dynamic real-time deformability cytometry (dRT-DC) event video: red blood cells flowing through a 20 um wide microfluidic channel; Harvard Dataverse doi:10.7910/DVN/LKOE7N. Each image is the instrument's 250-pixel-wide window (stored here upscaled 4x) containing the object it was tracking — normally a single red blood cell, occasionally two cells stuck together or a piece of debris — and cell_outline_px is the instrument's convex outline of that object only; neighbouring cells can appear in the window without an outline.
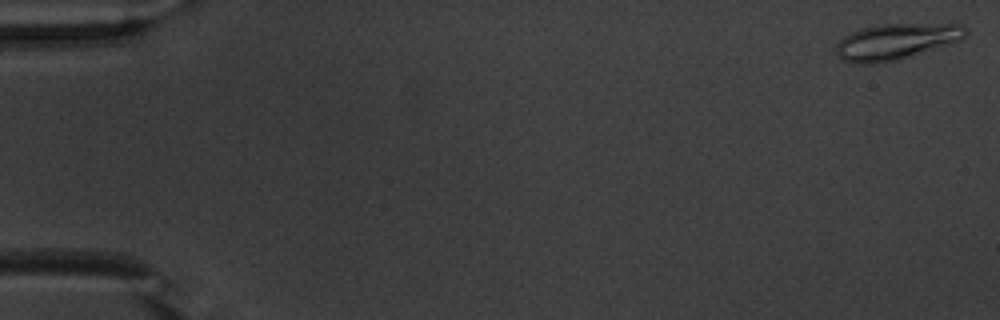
{"species": "common noctule bat (a hibernating species)", "species_latin": "Nyctalus noctula", "temperature_condition": "warm", "stored_images_in_passage": 9, "camera_frame_rate_fps": 3000, "um_per_image_px": 0.085, "animal": {"sex": "male", "body_mass_g": 20.1, "forearm_length_mm": 53.5}, "frame": {"image": 1, "passage_image": 1, "time_ms": 0.0, "image_size_px": [1000, 320], "cell_outline_px": [[968, 32], [960, 40], [948, 44], [896, 60], [876, 64], [856, 64], [844, 60], [836, 52], [836, 44], [844, 36], [860, 28], [880, 24], [964, 24], [968, 28]], "centroid_in_image_um": [76.16, 3.52], "position_along_channel_um": 8.8, "area_um2": 26.99}}